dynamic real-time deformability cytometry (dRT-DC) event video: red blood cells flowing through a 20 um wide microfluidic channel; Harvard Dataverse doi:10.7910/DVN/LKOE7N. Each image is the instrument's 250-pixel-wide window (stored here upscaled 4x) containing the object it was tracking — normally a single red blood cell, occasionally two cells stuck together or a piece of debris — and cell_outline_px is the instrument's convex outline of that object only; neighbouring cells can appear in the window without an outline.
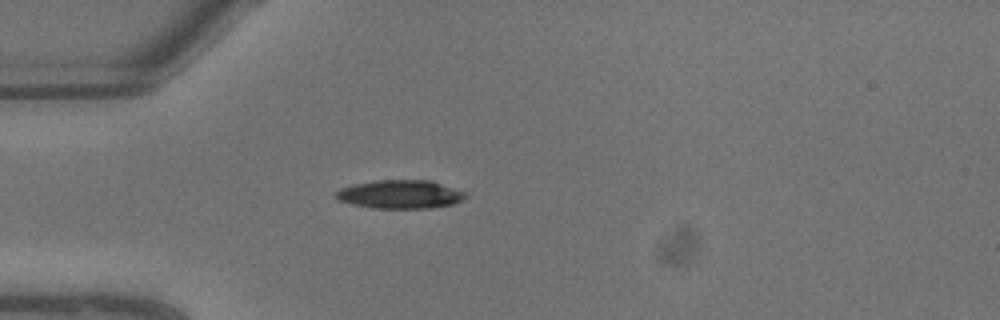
{"species": "common noctule bat (a hibernating species)", "species_latin": "Nyctalus noctula", "temperature_condition": "warm", "stored_images_in_passage": 9, "camera_frame_rate_fps": 3000, "um_per_image_px": 0.085, "animal": {"sex": "male", "body_mass_g": 13.3}, "frame": {"image": 1, "passage_image": 6, "time_ms": 1.667, "image_size_px": [1000, 320], "cell_outline_px": [[468, 196], [464, 200], [452, 204], [432, 208], [376, 208], [352, 204], [340, 200], [332, 196], [340, 188], [356, 184], [376, 180], [432, 180], [468, 192]], "centroid_in_image_um": [34.08, 16.51], "position_along_channel_um": 50.9, "area_um2": 21.73}}
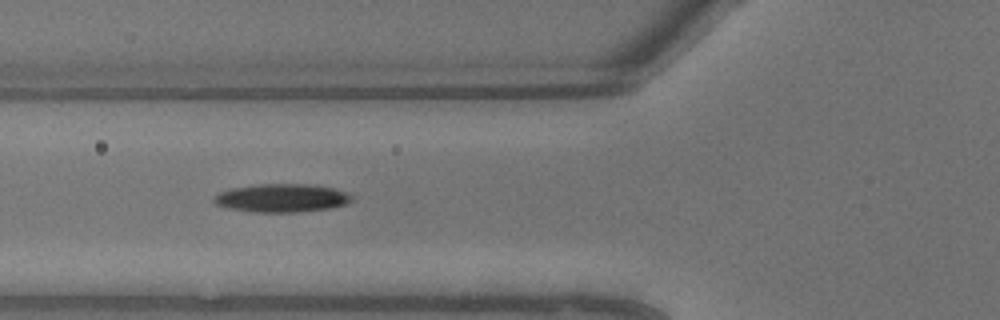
{"frame": {"image": 2, "passage_image": 8, "time_ms": 2.333, "image_size_px": [1000, 320], "cell_outline_px": [[352, 200], [348, 204], [332, 208], [300, 212], [252, 212], [228, 208], [216, 204], [212, 200], [212, 196], [220, 192], [232, 188], [260, 184], [308, 184], [332, 188], [348, 192], [352, 196]], "centroid_in_image_um": [23.96, 16.84], "position_along_channel_um": 101.8, "area_um2": 22.89}}